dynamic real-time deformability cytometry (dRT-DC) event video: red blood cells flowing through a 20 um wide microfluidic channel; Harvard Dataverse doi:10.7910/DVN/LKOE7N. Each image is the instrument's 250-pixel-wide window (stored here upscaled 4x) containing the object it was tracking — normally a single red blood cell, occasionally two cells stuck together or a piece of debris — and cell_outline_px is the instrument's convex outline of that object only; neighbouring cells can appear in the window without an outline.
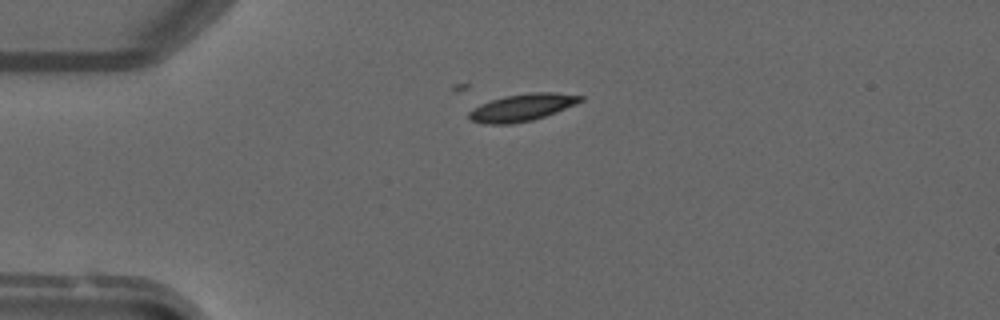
{"species": "common noctule bat (a hibernating species)", "species_latin": "Nyctalus noctula", "temperature_condition": "warm", "stored_images_in_passage": 3, "camera_frame_rate_fps": 3000, "um_per_image_px": 0.085, "animal": {"sex": "male", "forearm_length_mm": 52.5}, "frame": {"image": 1, "passage_image": 2, "time_ms": 2.0, "image_size_px": [1000, 320], "cell_outline_px": [[584, 100], [576, 104], [556, 112], [532, 120], [508, 124], [484, 124], [472, 120], [468, 116], [468, 112], [472, 108], [480, 104], [504, 96], [532, 92], [556, 92], [584, 96]], "centroid_in_image_um": [44.39, 9.12], "position_along_channel_um": 40.6, "area_um2": 17.63}}